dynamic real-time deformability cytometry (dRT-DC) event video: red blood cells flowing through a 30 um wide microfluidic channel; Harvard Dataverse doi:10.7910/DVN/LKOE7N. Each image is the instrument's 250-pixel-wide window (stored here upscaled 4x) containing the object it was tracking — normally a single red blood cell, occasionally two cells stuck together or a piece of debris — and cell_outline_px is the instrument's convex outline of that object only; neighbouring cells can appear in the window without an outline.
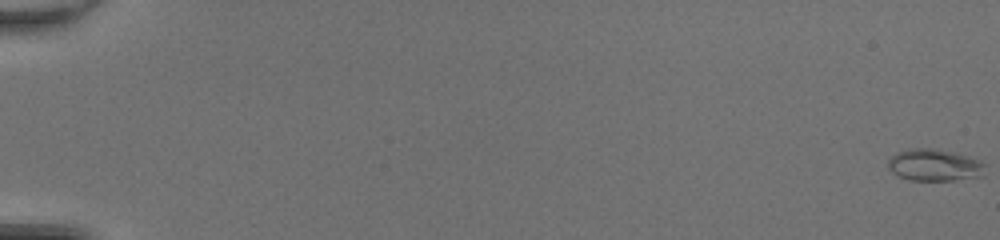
{"species": "common noctule bat (a hibernating species)", "species_latin": "Nyctalus noctula", "temperature_condition": "room temperature", "stored_images_in_passage": 51, "camera_frame_rate_fps": 3000, "um_per_image_px": 0.085, "animal": {"sex": "female", "body_mass_g": 20.0, "forearm_length_mm": 54.0}, "frame": {"image": 1, "passage_image": 1, "time_ms": 0.0, "image_size_px": [1000, 240], "cell_outline_px": [[984, 176], [952, 180], [908, 180], [892, 172], [888, 168], [888, 160], [896, 152], [908, 148], [932, 148], [956, 152], [980, 160], [984, 164]], "centroid_in_image_um": [79.42, 14.02], "position_along_channel_um": 5.6, "area_um2": 18.21}}
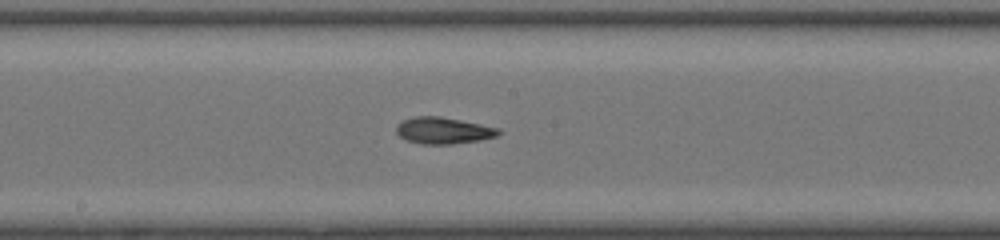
{"frame": {"image": 2, "passage_image": 30, "time_ms": 9.667, "image_size_px": [1000, 240], "cell_outline_px": [[500, 132], [496, 136], [480, 140], [452, 144], [420, 144], [408, 140], [400, 136], [396, 132], [396, 124], [400, 120], [412, 116], [440, 116], [500, 128]], "centroid_in_image_um": [37.64, 11.08], "position_along_channel_um": 210.6, "area_um2": 15.9}}
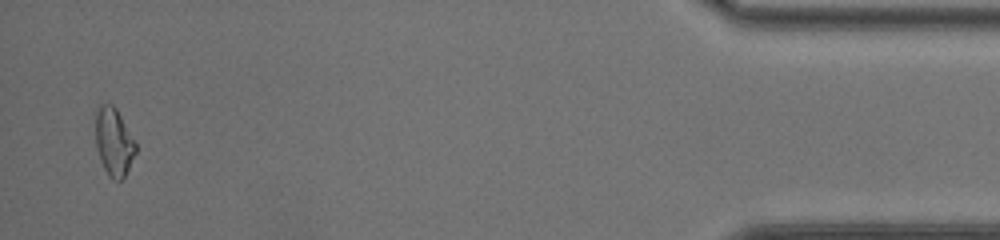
{"frame": {"image": 3, "passage_image": 50, "time_ms": 16.333, "image_size_px": [1000, 240], "cell_outline_px": [[136, 152], [124, 180], [112, 180], [108, 176], [100, 160], [96, 148], [96, 108], [100, 104], [112, 104], [116, 108], [136, 140]], "centroid_in_image_um": [9.69, 12.08], "position_along_channel_um": 425.5, "area_um2": 16.24}, "authors_computed_cell_mechanics": {"area_um2": 15.8372, "velocity_mm_per_s": 4.321, "shape_relaxation_time_tau1_ms": 7.6402, "shape_relaxation_time_tau2_ms": 4.9452, "deformation_change_tau1": 0.2022, "deformation_change_tau2": 0.1166}}